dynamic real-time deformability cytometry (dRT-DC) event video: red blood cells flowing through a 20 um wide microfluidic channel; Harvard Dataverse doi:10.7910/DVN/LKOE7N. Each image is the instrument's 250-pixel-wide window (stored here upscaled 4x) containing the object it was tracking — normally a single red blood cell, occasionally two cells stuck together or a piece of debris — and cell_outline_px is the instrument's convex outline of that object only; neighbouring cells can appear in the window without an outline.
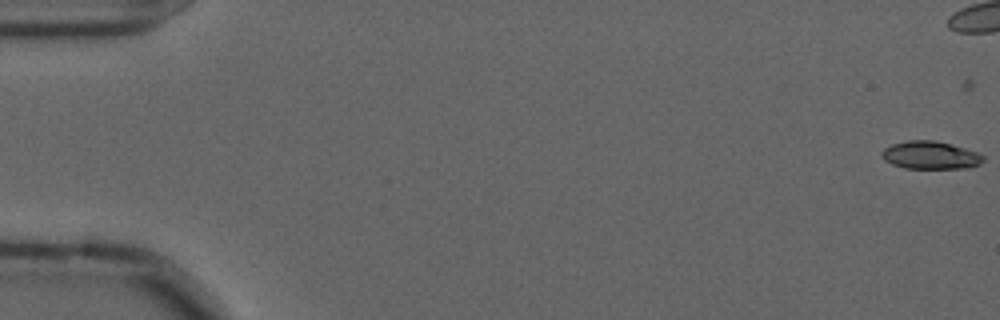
{"species": "common noctule bat (a hibernating species)", "species_latin": "Nyctalus noctula", "temperature_condition": "cold", "stored_images_in_passage": 47, "camera_frame_rate_fps": 3000, "um_per_image_px": 0.085, "animal": {"sex": "male", "forearm_length_mm": 52.5}, "frame": {"image": 1, "passage_image": 1, "time_ms": 0.0, "image_size_px": [1000, 320], "cell_outline_px": [[984, 160], [980, 164], [968, 168], [904, 168], [892, 164], [884, 160], [880, 152], [884, 148], [892, 144], [908, 140], [932, 140], [952, 144], [976, 152], [984, 156]], "centroid_in_image_um": [79.07, 13.19], "position_along_channel_um": 5.9, "area_um2": 16.47}}
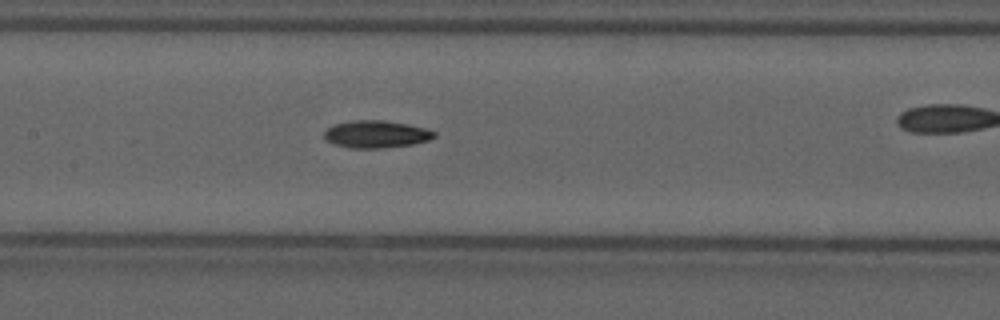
{"frame": {"image": 2, "passage_image": 28, "time_ms": 9.0, "image_size_px": [1000, 320], "cell_outline_px": [[436, 136], [428, 140], [412, 144], [384, 148], [348, 148], [336, 144], [328, 140], [324, 136], [324, 132], [328, 128], [336, 124], [352, 120], [384, 120], [408, 124], [424, 128], [436, 132]], "centroid_in_image_um": [31.99, 11.4], "position_along_channel_um": 175.4, "area_um2": 17.4}}
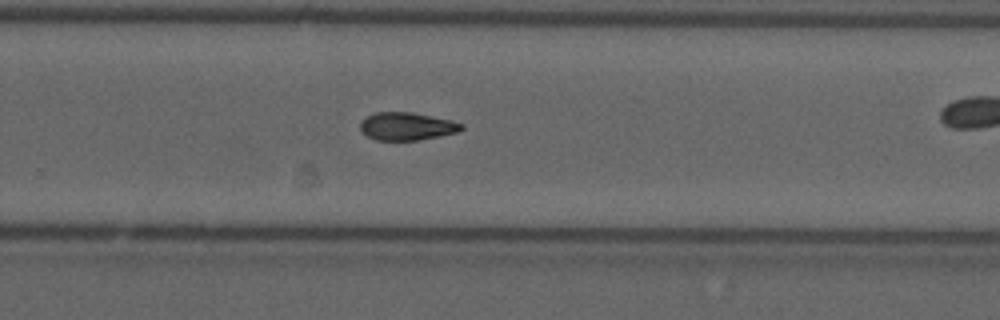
{"frame": {"image": 3, "passage_image": 38, "time_ms": 12.333, "image_size_px": [1000, 320], "cell_outline_px": [[464, 128], [456, 132], [440, 136], [420, 140], [376, 140], [368, 136], [360, 128], [360, 120], [376, 112], [412, 112], [452, 120], [464, 124]], "centroid_in_image_um": [34.6, 10.73], "position_along_channel_um": 295.2, "area_um2": 16.42}}